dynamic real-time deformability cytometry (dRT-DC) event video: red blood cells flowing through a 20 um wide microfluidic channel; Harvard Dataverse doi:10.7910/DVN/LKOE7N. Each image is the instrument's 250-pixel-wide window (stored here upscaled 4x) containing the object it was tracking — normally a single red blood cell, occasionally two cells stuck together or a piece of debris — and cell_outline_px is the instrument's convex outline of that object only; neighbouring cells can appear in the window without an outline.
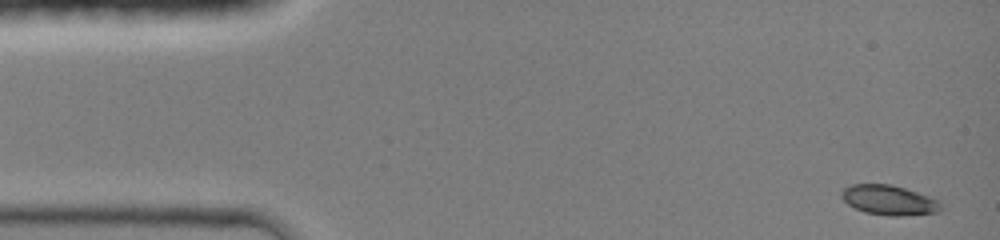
{"species": "common noctule bat (a hibernating species)", "species_latin": "Nyctalus noctula", "temperature_condition": "room temperature", "stored_images_in_passage": 43, "camera_frame_rate_fps": 3000, "um_per_image_px": 0.085, "animal": {"sex": "female", "body_mass_g": 19.0, "forearm_length_mm": 51.5}, "frame": {"image": 1, "passage_image": 1, "time_ms": 0.0, "image_size_px": [1000, 240], "cell_outline_px": [[944, 208], [940, 212], [904, 216], [892, 216], [864, 212], [848, 204], [840, 196], [840, 192], [844, 188], [852, 184], [892, 184], [940, 200]], "centroid_in_image_um": [75.6, 17.02], "position_along_channel_um": 9.4, "area_um2": 17.46}}
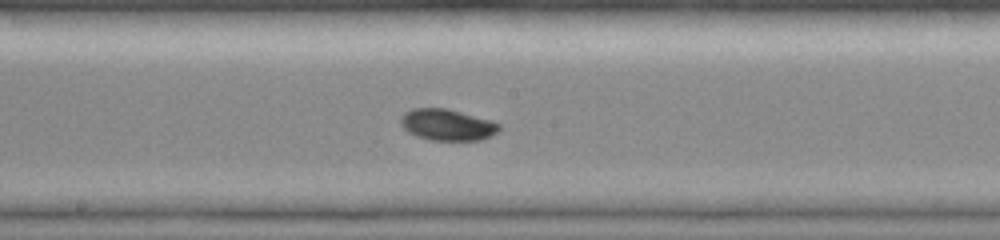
{"frame": {"image": 2, "passage_image": 23, "time_ms": 7.333, "image_size_px": [1000, 240], "cell_outline_px": [[500, 128], [492, 136], [480, 140], [428, 140], [416, 136], [408, 132], [400, 124], [400, 120], [404, 112], [412, 108], [448, 108], [492, 120], [500, 124]], "centroid_in_image_um": [38.01, 10.6], "position_along_channel_um": 210.2, "area_um2": 18.21}}
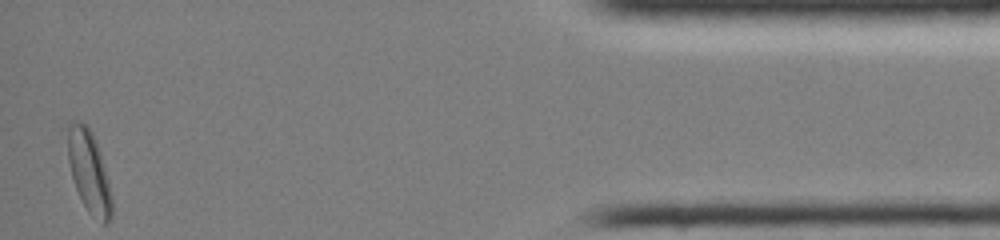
{"frame": {"image": 3, "passage_image": 43, "time_ms": 14.0, "image_size_px": [1000, 240], "cell_outline_px": [[112, 220], [108, 224], [104, 224], [88, 212], [76, 188], [72, 176], [68, 160], [68, 124], [72, 120], [80, 120], [88, 124], [96, 140], [100, 152], [108, 180], [112, 196]], "centroid_in_image_um": [7.58, 14.56], "position_along_channel_um": 427.6, "area_um2": 21.15}, "authors_computed_cell_mechanics": {"area_um2": 17.5712, "velocity_mm_per_s": 4.2612, "shape_relaxation_time_tau1_ms": 3.5908, "shape_relaxation_time_tau2_ms": null, "deformation_change_tau1": 0.0963, "deformation_change_tau2": null}}